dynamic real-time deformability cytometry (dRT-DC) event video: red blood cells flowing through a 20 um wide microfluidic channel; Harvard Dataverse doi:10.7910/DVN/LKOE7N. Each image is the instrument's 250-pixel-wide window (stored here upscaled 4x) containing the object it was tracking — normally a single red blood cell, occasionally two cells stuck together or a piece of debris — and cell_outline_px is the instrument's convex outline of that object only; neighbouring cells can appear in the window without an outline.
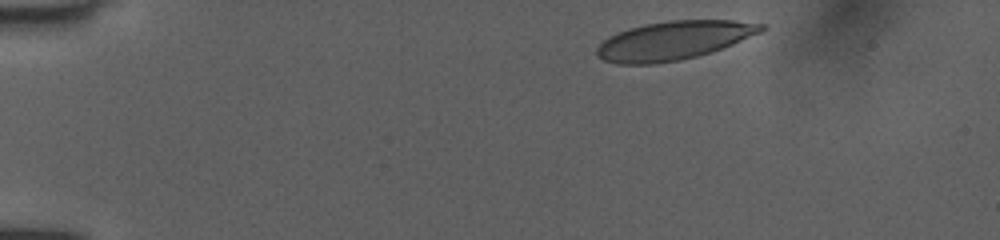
{"species": "human", "species_latin": "Homo sapiens", "temperature_condition": "room temperature", "stored_images_in_passage": 39, "camera_frame_rate_fps": 3000, "um_per_image_px": 0.085, "donor": {"sex": "female"}, "frame": {"image": 1, "passage_image": 1, "time_ms": 0.0, "image_size_px": [1000, 240], "cell_outline_px": [[768, 28], [760, 32], [732, 44], [712, 52], [680, 60], [652, 64], [616, 64], [604, 60], [596, 56], [596, 48], [608, 36], [628, 28], [644, 24], [668, 20], [732, 20], [768, 24]], "centroid_in_image_um": [57.26, 3.43], "position_along_channel_um": 27.7, "area_um2": 37.17}}
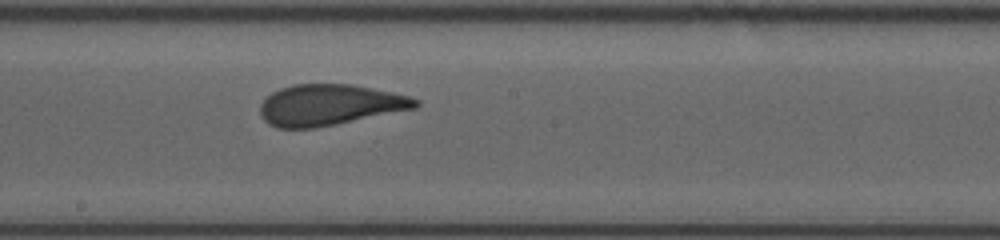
{"frame": {"image": 2, "passage_image": 22, "time_ms": 7.0, "image_size_px": [1000, 240], "cell_outline_px": [[420, 104], [416, 108], [316, 128], [276, 128], [268, 124], [260, 116], [260, 104], [272, 92], [280, 88], [292, 84], [352, 84], [392, 92], [408, 96], [420, 100]], "centroid_in_image_um": [27.99, 8.92], "position_along_channel_um": 220.2, "area_um2": 37.17}}
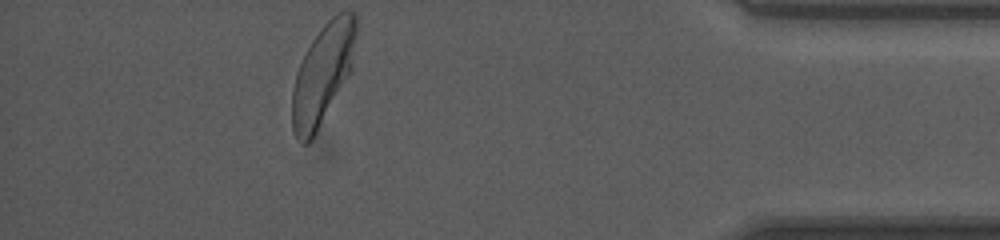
{"frame": {"image": 3, "passage_image": 39, "time_ms": 12.667, "image_size_px": [1000, 240], "cell_outline_px": [[356, 32], [352, 68], [312, 140], [308, 144], [304, 144], [296, 136], [292, 128], [292, 88], [296, 72], [312, 40], [324, 24], [336, 12], [356, 12]], "centroid_in_image_um": [27.42, 6.29], "position_along_channel_um": 407.8, "area_um2": 36.82}, "authors_computed_cell_mechanics": {"area_um2": 37.5122, "velocity_mm_per_s": 4.0211, "shape_relaxation_time_tau1_ms": 5.0042, "shape_relaxation_time_tau2_ms": 0.7167, "deformation_change_tau1": 0.1927, "deformation_change_tau2": 0.081}}